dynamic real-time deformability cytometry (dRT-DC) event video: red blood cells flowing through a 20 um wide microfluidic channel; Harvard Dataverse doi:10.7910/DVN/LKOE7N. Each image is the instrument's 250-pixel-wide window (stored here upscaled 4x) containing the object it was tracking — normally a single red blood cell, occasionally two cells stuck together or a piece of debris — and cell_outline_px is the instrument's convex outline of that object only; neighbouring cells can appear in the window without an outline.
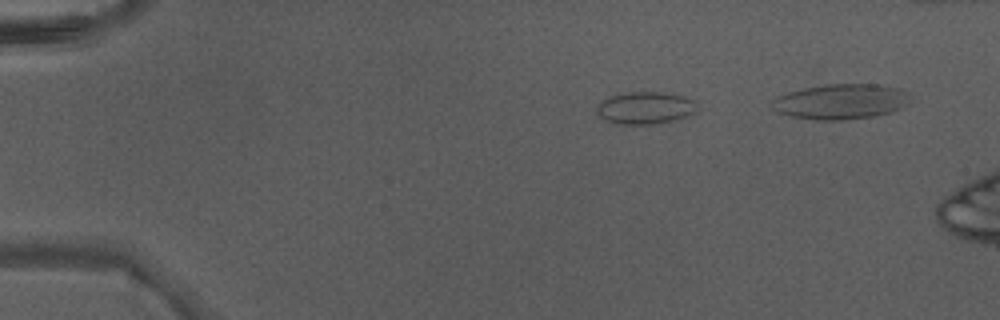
{"species": "Egyptian fruit bat (a non-hibernating species)", "species_latin": "Rousettus aegyptiacus", "temperature_condition": "warm", "stored_images_in_passage": 6, "camera_frame_rate_fps": 3000, "um_per_image_px": 0.085, "animal": {"sex": "male"}, "frame": {"image": 1, "passage_image": 1, "time_ms": 0.0, "image_size_px": [1000, 320], "cell_outline_px": [[696, 100], [692, 112], [684, 116], [672, 120], [652, 124], [616, 124], [604, 120], [596, 112], [596, 104], [612, 96], [628, 92], [664, 92], [684, 96]], "centroid_in_image_um": [54.78, 9.16], "position_along_channel_um": 30.2, "area_um2": 18.61}}